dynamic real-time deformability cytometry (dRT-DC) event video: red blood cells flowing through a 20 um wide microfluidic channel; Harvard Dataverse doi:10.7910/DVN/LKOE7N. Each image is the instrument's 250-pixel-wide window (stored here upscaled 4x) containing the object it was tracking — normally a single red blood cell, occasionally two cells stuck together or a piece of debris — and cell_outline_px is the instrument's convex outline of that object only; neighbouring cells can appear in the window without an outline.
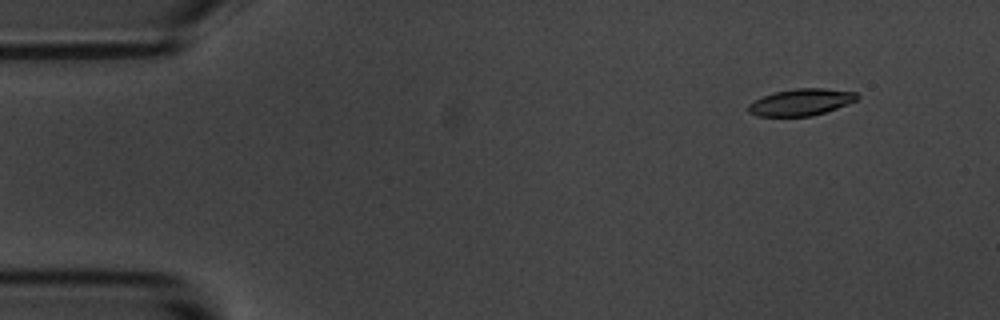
{"species": "common noctule bat (a hibernating species)", "species_latin": "Nyctalus noctula", "temperature_condition": "room temperature", "stored_images_in_passage": 6, "camera_frame_rate_fps": 3000, "um_per_image_px": 0.085, "animal": {"sex": "male", "body_mass_g": 20.1, "forearm_length_mm": 53.5}, "frame": {"image": 1, "passage_image": 2, "time_ms": 1.333, "image_size_px": [1000, 320], "cell_outline_px": [[860, 96], [856, 100], [848, 104], [812, 116], [756, 116], [748, 112], [748, 104], [764, 96], [776, 92], [796, 88], [824, 88], [856, 92]], "centroid_in_image_um": [68.1, 8.68], "position_along_channel_um": 16.9, "area_um2": 16.82}}
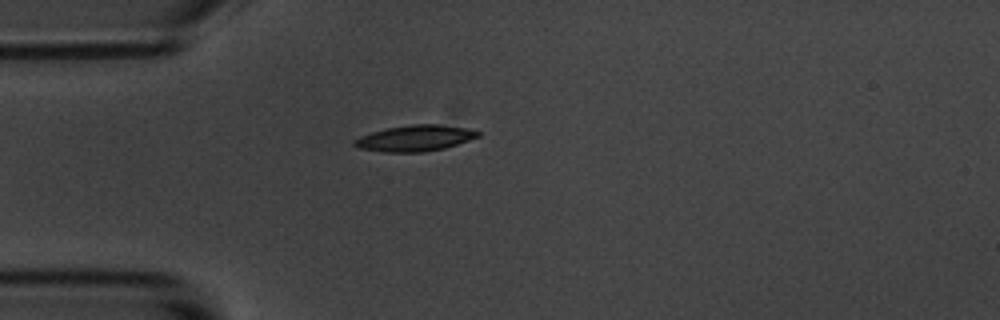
{"frame": {"image": 2, "passage_image": 5, "time_ms": 4.667, "image_size_px": [1000, 320], "cell_outline_px": [[480, 136], [444, 148], [424, 152], [384, 152], [356, 148], [352, 144], [352, 140], [360, 136], [372, 132], [388, 128], [412, 124], [436, 124], [464, 128], [480, 132]], "centroid_in_image_um": [35.2, 11.75], "position_along_channel_um": 49.8, "area_um2": 18.61}}